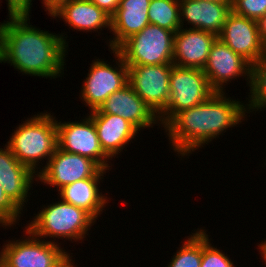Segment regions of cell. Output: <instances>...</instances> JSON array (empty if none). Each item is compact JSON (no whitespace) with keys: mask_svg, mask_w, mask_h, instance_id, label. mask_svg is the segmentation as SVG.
Returning a JSON list of instances; mask_svg holds the SVG:
<instances>
[{"mask_svg":"<svg viewBox=\"0 0 266 267\" xmlns=\"http://www.w3.org/2000/svg\"><path fill=\"white\" fill-rule=\"evenodd\" d=\"M193 231V232H192ZM181 241L165 267H200L202 261V227L193 229Z\"/></svg>","mask_w":266,"mask_h":267,"instance_id":"obj_22","label":"cell"},{"mask_svg":"<svg viewBox=\"0 0 266 267\" xmlns=\"http://www.w3.org/2000/svg\"><path fill=\"white\" fill-rule=\"evenodd\" d=\"M24 212L5 194L0 184V227L2 229H12L19 222ZM22 215V216H21Z\"/></svg>","mask_w":266,"mask_h":267,"instance_id":"obj_26","label":"cell"},{"mask_svg":"<svg viewBox=\"0 0 266 267\" xmlns=\"http://www.w3.org/2000/svg\"><path fill=\"white\" fill-rule=\"evenodd\" d=\"M108 172L87 157L65 152L57 147L46 166L38 173L37 185L42 184L46 188L49 186V189L53 187L56 188L55 192H58L64 186L78 180L106 177Z\"/></svg>","mask_w":266,"mask_h":267,"instance_id":"obj_9","label":"cell"},{"mask_svg":"<svg viewBox=\"0 0 266 267\" xmlns=\"http://www.w3.org/2000/svg\"><path fill=\"white\" fill-rule=\"evenodd\" d=\"M203 71L215 92H227L226 86L241 78L246 80V86L250 88L251 64L218 37L211 46Z\"/></svg>","mask_w":266,"mask_h":267,"instance_id":"obj_11","label":"cell"},{"mask_svg":"<svg viewBox=\"0 0 266 267\" xmlns=\"http://www.w3.org/2000/svg\"><path fill=\"white\" fill-rule=\"evenodd\" d=\"M172 66L173 64L128 66L130 86L157 116L167 107Z\"/></svg>","mask_w":266,"mask_h":267,"instance_id":"obj_12","label":"cell"},{"mask_svg":"<svg viewBox=\"0 0 266 267\" xmlns=\"http://www.w3.org/2000/svg\"><path fill=\"white\" fill-rule=\"evenodd\" d=\"M246 100L240 101L226 92H214L207 100L177 113L163 128L169 148L179 160L221 139L233 127L248 118Z\"/></svg>","mask_w":266,"mask_h":267,"instance_id":"obj_2","label":"cell"},{"mask_svg":"<svg viewBox=\"0 0 266 267\" xmlns=\"http://www.w3.org/2000/svg\"><path fill=\"white\" fill-rule=\"evenodd\" d=\"M109 51L113 61L94 57L79 90V100L90 111L98 109L112 93L129 83L128 66L122 56L115 49Z\"/></svg>","mask_w":266,"mask_h":267,"instance_id":"obj_6","label":"cell"},{"mask_svg":"<svg viewBox=\"0 0 266 267\" xmlns=\"http://www.w3.org/2000/svg\"><path fill=\"white\" fill-rule=\"evenodd\" d=\"M101 10L112 17L119 8L120 0H91Z\"/></svg>","mask_w":266,"mask_h":267,"instance_id":"obj_29","label":"cell"},{"mask_svg":"<svg viewBox=\"0 0 266 267\" xmlns=\"http://www.w3.org/2000/svg\"><path fill=\"white\" fill-rule=\"evenodd\" d=\"M232 11L237 15L256 20L266 15V0H234Z\"/></svg>","mask_w":266,"mask_h":267,"instance_id":"obj_27","label":"cell"},{"mask_svg":"<svg viewBox=\"0 0 266 267\" xmlns=\"http://www.w3.org/2000/svg\"><path fill=\"white\" fill-rule=\"evenodd\" d=\"M148 20L150 24L176 33L181 28L179 0H151Z\"/></svg>","mask_w":266,"mask_h":267,"instance_id":"obj_24","label":"cell"},{"mask_svg":"<svg viewBox=\"0 0 266 267\" xmlns=\"http://www.w3.org/2000/svg\"><path fill=\"white\" fill-rule=\"evenodd\" d=\"M98 110L104 114L121 116L133 124L140 132L154 126L161 128L158 116L135 93L129 83L112 93Z\"/></svg>","mask_w":266,"mask_h":267,"instance_id":"obj_17","label":"cell"},{"mask_svg":"<svg viewBox=\"0 0 266 267\" xmlns=\"http://www.w3.org/2000/svg\"><path fill=\"white\" fill-rule=\"evenodd\" d=\"M7 17L0 22V63L25 76L62 79L70 52L69 32L41 30L30 23L31 15Z\"/></svg>","mask_w":266,"mask_h":267,"instance_id":"obj_1","label":"cell"},{"mask_svg":"<svg viewBox=\"0 0 266 267\" xmlns=\"http://www.w3.org/2000/svg\"><path fill=\"white\" fill-rule=\"evenodd\" d=\"M70 1V0H41L43 4L44 11L47 12L46 14L49 15L52 11H54L60 4L63 2Z\"/></svg>","mask_w":266,"mask_h":267,"instance_id":"obj_32","label":"cell"},{"mask_svg":"<svg viewBox=\"0 0 266 267\" xmlns=\"http://www.w3.org/2000/svg\"><path fill=\"white\" fill-rule=\"evenodd\" d=\"M207 1H213L218 3H226L228 5H233L234 0H207Z\"/></svg>","mask_w":266,"mask_h":267,"instance_id":"obj_34","label":"cell"},{"mask_svg":"<svg viewBox=\"0 0 266 267\" xmlns=\"http://www.w3.org/2000/svg\"><path fill=\"white\" fill-rule=\"evenodd\" d=\"M71 255V256H70ZM73 253L67 251L59 260H57L51 267H78L73 260Z\"/></svg>","mask_w":266,"mask_h":267,"instance_id":"obj_30","label":"cell"},{"mask_svg":"<svg viewBox=\"0 0 266 267\" xmlns=\"http://www.w3.org/2000/svg\"><path fill=\"white\" fill-rule=\"evenodd\" d=\"M104 179V177H91L78 180L61 188L57 195L63 201L85 209L98 220L112 201V198L108 197L110 193L106 190L105 194L103 189H100Z\"/></svg>","mask_w":266,"mask_h":267,"instance_id":"obj_21","label":"cell"},{"mask_svg":"<svg viewBox=\"0 0 266 267\" xmlns=\"http://www.w3.org/2000/svg\"><path fill=\"white\" fill-rule=\"evenodd\" d=\"M51 112L44 110L25 118L6 141L17 160L36 175L58 147L56 116Z\"/></svg>","mask_w":266,"mask_h":267,"instance_id":"obj_4","label":"cell"},{"mask_svg":"<svg viewBox=\"0 0 266 267\" xmlns=\"http://www.w3.org/2000/svg\"><path fill=\"white\" fill-rule=\"evenodd\" d=\"M261 242L260 243H257V245L256 246H258V247H256L255 249H257L258 251H259V255L261 256V258H259V259H261L262 261V265H263V263L265 264V267H266V238L264 239V241L263 240H260Z\"/></svg>","mask_w":266,"mask_h":267,"instance_id":"obj_33","label":"cell"},{"mask_svg":"<svg viewBox=\"0 0 266 267\" xmlns=\"http://www.w3.org/2000/svg\"><path fill=\"white\" fill-rule=\"evenodd\" d=\"M151 0H120L119 8L111 17L108 50L116 49L133 34L140 32L149 24L148 9ZM113 36V37H112Z\"/></svg>","mask_w":266,"mask_h":267,"instance_id":"obj_20","label":"cell"},{"mask_svg":"<svg viewBox=\"0 0 266 267\" xmlns=\"http://www.w3.org/2000/svg\"><path fill=\"white\" fill-rule=\"evenodd\" d=\"M57 199L55 202L52 200L51 204H43L41 210L30 216L32 220L27 221L25 227L42 240L61 246H64L66 241L82 245L87 236L91 237L90 230L97 220L85 209L67 203L58 196Z\"/></svg>","mask_w":266,"mask_h":267,"instance_id":"obj_3","label":"cell"},{"mask_svg":"<svg viewBox=\"0 0 266 267\" xmlns=\"http://www.w3.org/2000/svg\"><path fill=\"white\" fill-rule=\"evenodd\" d=\"M87 114L95 124L101 149L112 161L127 151L128 145L134 143L133 140L136 141V137L141 134L133 124L121 116L104 114L98 109L88 111Z\"/></svg>","mask_w":266,"mask_h":267,"instance_id":"obj_16","label":"cell"},{"mask_svg":"<svg viewBox=\"0 0 266 267\" xmlns=\"http://www.w3.org/2000/svg\"><path fill=\"white\" fill-rule=\"evenodd\" d=\"M207 229L202 227V261L200 267H236L235 261L227 255L225 251L217 248L210 238V233ZM209 234V235H208Z\"/></svg>","mask_w":266,"mask_h":267,"instance_id":"obj_25","label":"cell"},{"mask_svg":"<svg viewBox=\"0 0 266 267\" xmlns=\"http://www.w3.org/2000/svg\"><path fill=\"white\" fill-rule=\"evenodd\" d=\"M63 20L65 26L78 32L98 33L101 36L103 30H111V17L95 5L91 0H70L60 4L48 17ZM105 28V29H104ZM102 33V34H101Z\"/></svg>","mask_w":266,"mask_h":267,"instance_id":"obj_15","label":"cell"},{"mask_svg":"<svg viewBox=\"0 0 266 267\" xmlns=\"http://www.w3.org/2000/svg\"><path fill=\"white\" fill-rule=\"evenodd\" d=\"M21 228L22 237L8 239L0 246V262L5 267H51L67 252L60 244L36 237L25 226Z\"/></svg>","mask_w":266,"mask_h":267,"instance_id":"obj_8","label":"cell"},{"mask_svg":"<svg viewBox=\"0 0 266 267\" xmlns=\"http://www.w3.org/2000/svg\"><path fill=\"white\" fill-rule=\"evenodd\" d=\"M217 36L191 28H180L174 35L173 64L180 67L204 69Z\"/></svg>","mask_w":266,"mask_h":267,"instance_id":"obj_19","label":"cell"},{"mask_svg":"<svg viewBox=\"0 0 266 267\" xmlns=\"http://www.w3.org/2000/svg\"><path fill=\"white\" fill-rule=\"evenodd\" d=\"M218 38L251 65L266 55L255 20L237 15L233 11L228 15Z\"/></svg>","mask_w":266,"mask_h":267,"instance_id":"obj_13","label":"cell"},{"mask_svg":"<svg viewBox=\"0 0 266 267\" xmlns=\"http://www.w3.org/2000/svg\"><path fill=\"white\" fill-rule=\"evenodd\" d=\"M2 3V0H0ZM8 10L7 16L30 15L32 11V1L34 0H5Z\"/></svg>","mask_w":266,"mask_h":267,"instance_id":"obj_28","label":"cell"},{"mask_svg":"<svg viewBox=\"0 0 266 267\" xmlns=\"http://www.w3.org/2000/svg\"><path fill=\"white\" fill-rule=\"evenodd\" d=\"M256 27L259 33V36L262 40L263 46L266 50V15L263 17H258L256 20Z\"/></svg>","mask_w":266,"mask_h":267,"instance_id":"obj_31","label":"cell"},{"mask_svg":"<svg viewBox=\"0 0 266 267\" xmlns=\"http://www.w3.org/2000/svg\"><path fill=\"white\" fill-rule=\"evenodd\" d=\"M3 147L0 148V184L5 194L25 212L27 203L31 205L29 198L33 185L37 186V175L17 160L6 143Z\"/></svg>","mask_w":266,"mask_h":267,"instance_id":"obj_14","label":"cell"},{"mask_svg":"<svg viewBox=\"0 0 266 267\" xmlns=\"http://www.w3.org/2000/svg\"><path fill=\"white\" fill-rule=\"evenodd\" d=\"M249 95L245 97L248 116L266 110V55L251 65V83ZM250 114V115H249Z\"/></svg>","mask_w":266,"mask_h":267,"instance_id":"obj_23","label":"cell"},{"mask_svg":"<svg viewBox=\"0 0 266 267\" xmlns=\"http://www.w3.org/2000/svg\"><path fill=\"white\" fill-rule=\"evenodd\" d=\"M58 148L95 161L102 169L111 171L114 165L101 149L95 124L87 114L71 122L56 117Z\"/></svg>","mask_w":266,"mask_h":267,"instance_id":"obj_10","label":"cell"},{"mask_svg":"<svg viewBox=\"0 0 266 267\" xmlns=\"http://www.w3.org/2000/svg\"><path fill=\"white\" fill-rule=\"evenodd\" d=\"M175 32L148 24L115 50L127 66L173 64Z\"/></svg>","mask_w":266,"mask_h":267,"instance_id":"obj_5","label":"cell"},{"mask_svg":"<svg viewBox=\"0 0 266 267\" xmlns=\"http://www.w3.org/2000/svg\"><path fill=\"white\" fill-rule=\"evenodd\" d=\"M167 107L158 115L163 128L177 113L207 100L215 91L202 69L172 66Z\"/></svg>","mask_w":266,"mask_h":267,"instance_id":"obj_7","label":"cell"},{"mask_svg":"<svg viewBox=\"0 0 266 267\" xmlns=\"http://www.w3.org/2000/svg\"><path fill=\"white\" fill-rule=\"evenodd\" d=\"M179 6L181 28L199 29L217 37L232 12V5L207 0H179Z\"/></svg>","mask_w":266,"mask_h":267,"instance_id":"obj_18","label":"cell"}]
</instances>
